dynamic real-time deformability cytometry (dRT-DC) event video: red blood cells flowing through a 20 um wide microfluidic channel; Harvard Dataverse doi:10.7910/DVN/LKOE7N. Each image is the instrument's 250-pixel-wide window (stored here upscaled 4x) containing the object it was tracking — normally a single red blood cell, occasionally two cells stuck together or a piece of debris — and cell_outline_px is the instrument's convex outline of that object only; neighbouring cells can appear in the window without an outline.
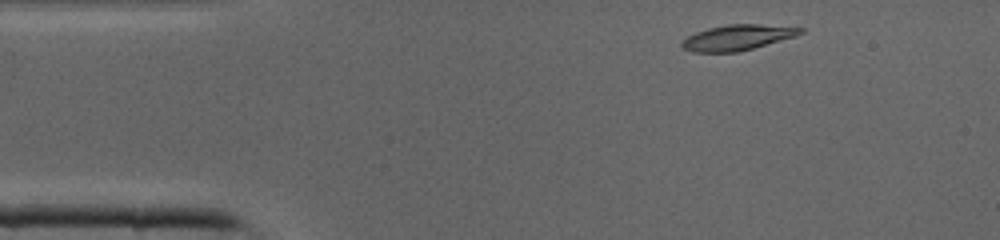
{"species": "common noctule bat (a hibernating species)", "species_latin": "Nyctalus noctula", "temperature_condition": "cold", "stored_images_in_passage": 36, "camera_frame_rate_fps": 3000, "um_per_image_px": 0.085, "animal": {"sex": "male", "body_mass_g": 19.0, "forearm_length_mm": 50.8}, "frame": {"image": 1, "passage_image": 1, "time_ms": 0.0, "image_size_px": [1000, 240], "cell_outline_px": [[804, 32], [796, 36], [752, 48], [736, 52], [692, 52], [684, 48], [680, 44], [688, 36], [696, 32], [708, 28], [728, 24], [756, 24], [804, 28]], "centroid_in_image_um": [62.68, 3.18], "position_along_channel_um": 22.3, "area_um2": 17.34}}
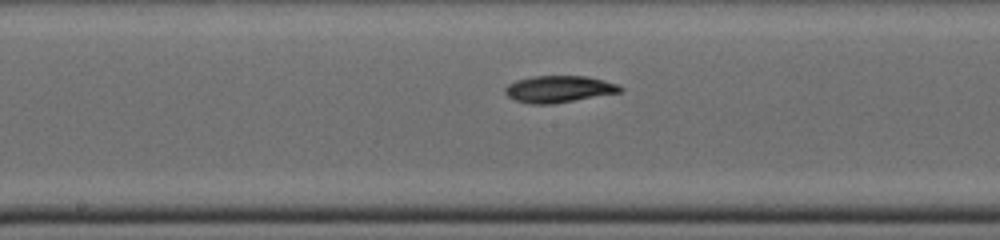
{"frame": {"image": 2, "passage_image": 16, "time_ms": 5.0, "image_size_px": [1000, 240], "cell_outline_px": [[624, 92], [552, 104], [528, 104], [516, 100], [508, 96], [504, 92], [504, 88], [508, 84], [516, 80], [532, 76], [588, 76], [620, 84], [624, 88]], "centroid_in_image_um": [47.55, 7.57], "position_along_channel_um": 200.6, "area_um2": 18.26}}
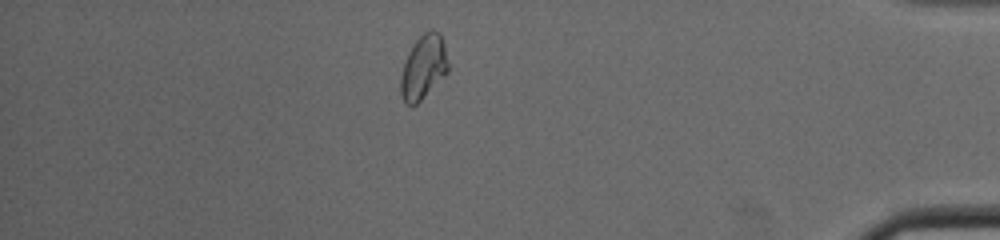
{"frame": {"image": 3, "passage_image": 31, "time_ms": 10.0, "image_size_px": [1000, 240], "cell_outline_px": [[448, 72], [416, 104], [404, 104], [400, 92], [400, 80], [404, 64], [408, 52], [416, 40], [424, 32], [432, 28], [440, 32], [444, 44], [448, 64]], "centroid_in_image_um": [35.99, 5.68], "position_along_channel_um": 399.2, "area_um2": 17.57}}